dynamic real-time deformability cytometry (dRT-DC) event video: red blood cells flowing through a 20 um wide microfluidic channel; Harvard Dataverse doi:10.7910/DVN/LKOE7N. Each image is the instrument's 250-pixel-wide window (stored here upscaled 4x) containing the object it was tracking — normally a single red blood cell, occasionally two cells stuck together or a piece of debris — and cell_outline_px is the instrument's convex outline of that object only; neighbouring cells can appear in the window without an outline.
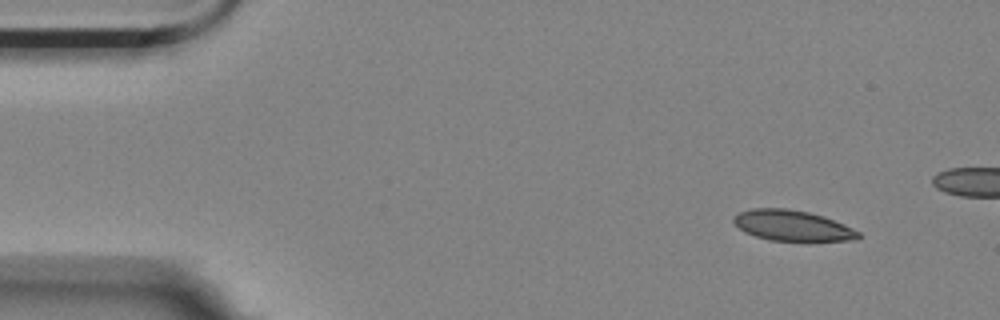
{"species": "Egyptian fruit bat (a non-hibernating species)", "species_latin": "Rousettus aegyptiacus", "temperature_condition": "room temperature", "stored_images_in_passage": 15, "camera_frame_rate_fps": 3000, "um_per_image_px": 0.085, "animal": {"sex": "female"}, "frame": {"image": 1, "passage_image": 1, "time_ms": 0.0, "image_size_px": [1000, 320], "cell_outline_px": [[860, 236], [856, 240], [768, 240], [744, 232], [732, 220], [732, 216], [740, 212], [752, 208], [788, 208], [808, 212], [824, 216], [844, 224], [860, 232]], "centroid_in_image_um": [67.33, 19.16], "position_along_channel_um": 17.7, "area_um2": 22.08}}
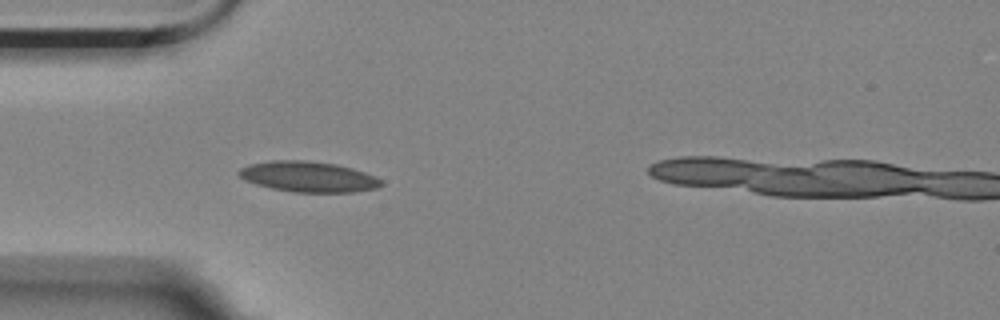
{"frame": {"image": 2, "passage_image": 12, "time_ms": 3.667, "image_size_px": [1000, 320], "cell_outline_px": [[384, 184], [376, 188], [352, 192], [292, 192], [272, 188], [256, 184], [244, 180], [236, 172], [240, 168], [248, 164], [272, 160], [308, 160], [336, 164], [352, 168], [376, 176]], "centroid_in_image_um": [26.18, 15.01], "position_along_channel_um": 58.8, "area_um2": 25.43}}